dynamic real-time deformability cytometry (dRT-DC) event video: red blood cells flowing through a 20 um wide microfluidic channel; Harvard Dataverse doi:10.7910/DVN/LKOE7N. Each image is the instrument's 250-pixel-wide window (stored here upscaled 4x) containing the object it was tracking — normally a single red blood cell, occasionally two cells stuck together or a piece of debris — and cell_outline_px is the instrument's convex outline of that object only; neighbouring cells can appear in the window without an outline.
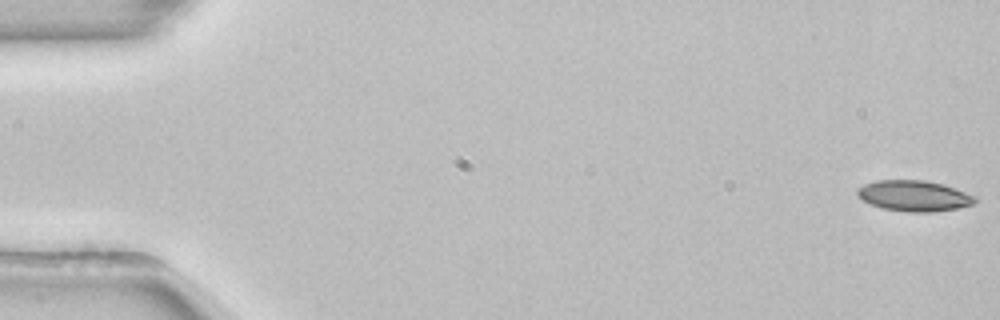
{"species": "common noctule bat (a hibernating species)", "species_latin": "Nyctalus noctula", "temperature_condition": "room temperature", "stored_images_in_passage": 53, "camera_frame_rate_fps": 3000, "um_per_image_px": 0.085, "animal": {"sex": "female", "body_mass_g": 22.7, "forearm_length_mm": 54.2}, "frame": {"image": 1, "passage_image": 1, "time_ms": 0.0, "image_size_px": [1000, 320], "cell_outline_px": [[980, 200], [972, 204], [956, 208], [932, 212], [904, 212], [880, 208], [864, 200], [856, 192], [864, 184], [876, 180], [924, 180], [944, 184], [980, 196]], "centroid_in_image_um": [77.78, 16.64], "position_along_channel_um": 7.2, "area_um2": 21.33}}
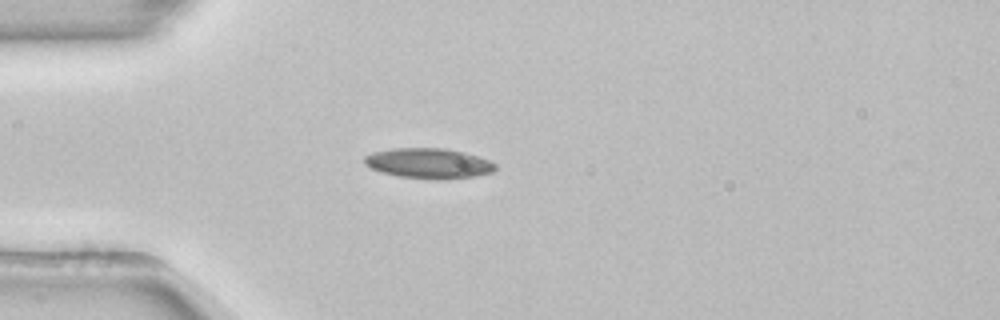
{"frame": {"image": 2, "passage_image": 15, "time_ms": 4.667, "image_size_px": [1000, 320], "cell_outline_px": [[496, 168], [492, 172], [476, 176], [444, 180], [440, 180], [400, 176], [384, 172], [372, 168], [364, 164], [364, 156], [372, 152], [392, 148], [444, 148], [464, 152], [488, 160], [496, 164]], "centroid_in_image_um": [36.44, 13.88], "position_along_channel_um": 48.6, "area_um2": 23.0}}
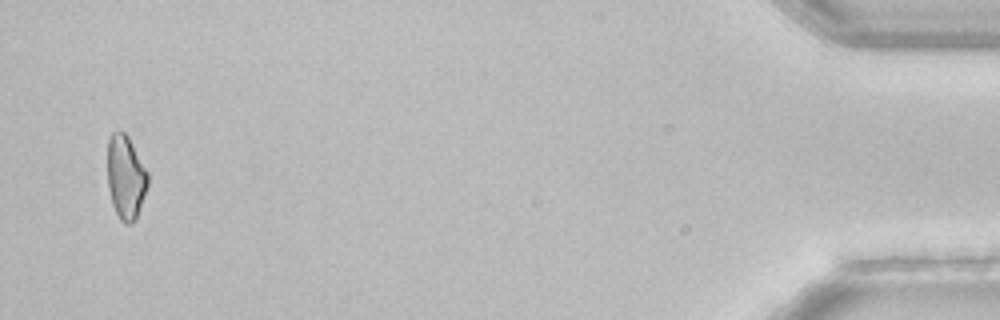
{"frame": {"image": 3, "passage_image": 52, "time_ms": 17.0, "image_size_px": [1000, 320], "cell_outline_px": [[148, 184], [136, 220], [132, 224], [124, 224], [120, 220], [112, 204], [108, 188], [108, 140], [112, 132], [124, 132], [128, 136], [148, 172]], "centroid_in_image_um": [10.69, 15.09], "position_along_channel_um": 424.5, "area_um2": 19.71}}